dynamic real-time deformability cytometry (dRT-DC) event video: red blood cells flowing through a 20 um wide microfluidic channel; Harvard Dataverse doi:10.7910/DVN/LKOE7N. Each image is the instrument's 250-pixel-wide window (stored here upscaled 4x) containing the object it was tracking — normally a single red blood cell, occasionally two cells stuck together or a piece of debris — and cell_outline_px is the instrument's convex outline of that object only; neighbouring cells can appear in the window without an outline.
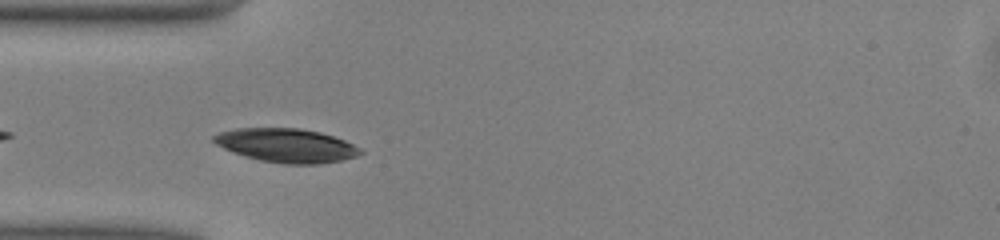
{"species": "common noctule bat (a hibernating species)", "species_latin": "Nyctalus noctula", "temperature_condition": "warm", "stored_images_in_passage": 12, "camera_frame_rate_fps": 3000, "um_per_image_px": 0.085, "animal": {"sex": "male", "body_mass_g": 13.0, "forearm_length_mm": 53.1}, "frame": {"image": 1, "passage_image": 3, "time_ms": 0.667, "image_size_px": [1000, 240], "cell_outline_px": [[364, 152], [356, 156], [344, 160], [320, 164], [284, 164], [260, 160], [244, 156], [232, 152], [216, 144], [212, 140], [212, 136], [220, 132], [236, 128], [300, 128], [320, 132], [344, 140], [360, 148]], "centroid_in_image_um": [24.34, 12.36], "position_along_channel_um": 60.7, "area_um2": 28.96}}
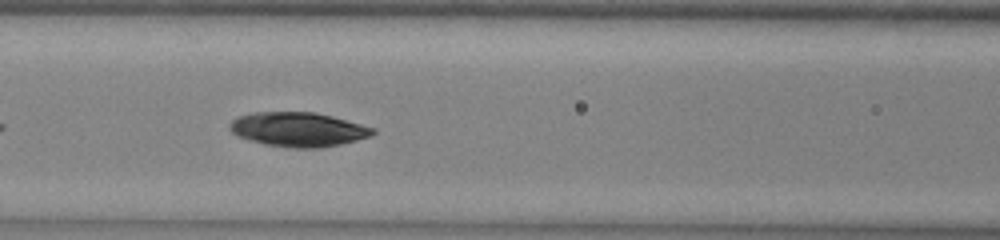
{"frame": {"image": 2, "passage_image": 9, "time_ms": 2.667, "image_size_px": [1000, 240], "cell_outline_px": [[376, 132], [368, 136], [356, 140], [340, 144], [320, 148], [292, 148], [264, 144], [240, 136], [232, 132], [228, 128], [228, 124], [232, 120], [240, 116], [252, 112], [316, 112], [332, 116], [376, 128]], "centroid_in_image_um": [25.35, 10.99], "position_along_channel_um": 141.2, "area_um2": 28.5}}